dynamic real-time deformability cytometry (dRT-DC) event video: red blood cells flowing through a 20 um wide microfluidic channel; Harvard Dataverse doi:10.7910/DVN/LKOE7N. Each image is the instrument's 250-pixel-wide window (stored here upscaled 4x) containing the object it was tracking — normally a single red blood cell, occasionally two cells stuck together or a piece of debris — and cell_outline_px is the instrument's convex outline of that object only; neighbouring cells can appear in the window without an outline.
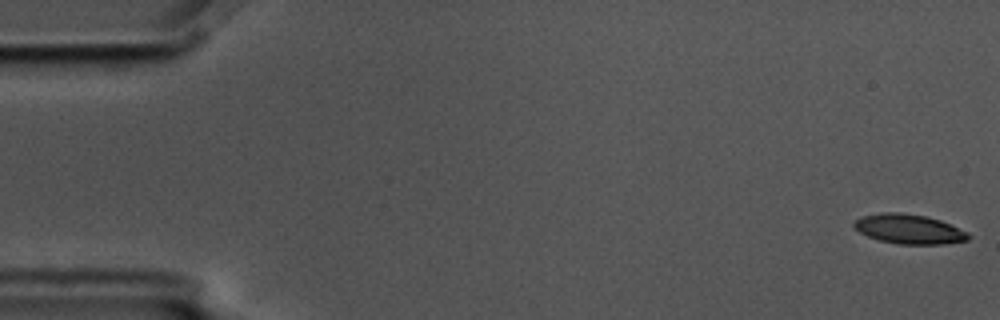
{"species": "common noctule bat (a hibernating species)", "species_latin": "Nyctalus noctula", "temperature_condition": "cold", "stored_images_in_passage": 56, "camera_frame_rate_fps": 3000, "um_per_image_px": 0.085, "animal": {"sex": "male", "body_mass_g": 17.5, "forearm_length_mm": 52.3}, "frame": {"image": 1, "passage_image": 1, "time_ms": 0.0, "image_size_px": [1000, 320], "cell_outline_px": [[972, 236], [968, 240], [944, 244], [900, 244], [880, 240], [868, 236], [860, 232], [852, 224], [856, 220], [864, 216], [884, 212], [900, 212], [924, 216], [940, 220], [968, 232]], "centroid_in_image_um": [77.3, 19.47], "position_along_channel_um": 7.7, "area_um2": 19.48}}
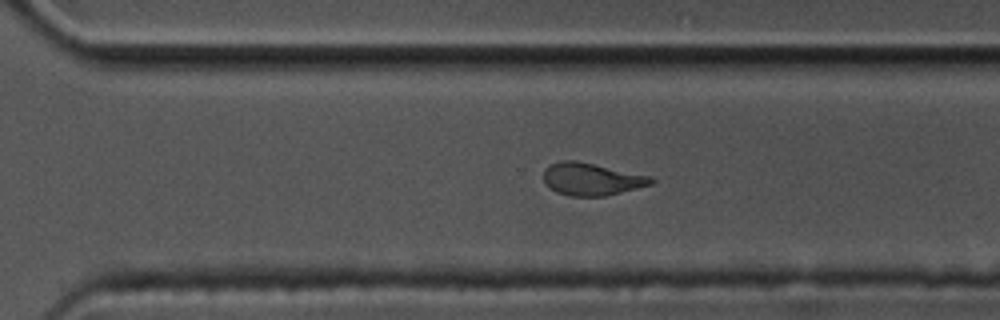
{"frame": {"image": 2, "passage_image": 39, "time_ms": 12.667, "image_size_px": [1000, 320], "cell_outline_px": [[656, 180], [652, 184], [604, 196], [568, 196], [556, 192], [548, 188], [544, 180], [544, 168], [548, 164], [560, 160], [576, 160], [652, 176]], "centroid_in_image_um": [50.25, 15.21], "position_along_channel_um": 320.4, "area_um2": 20.52}}
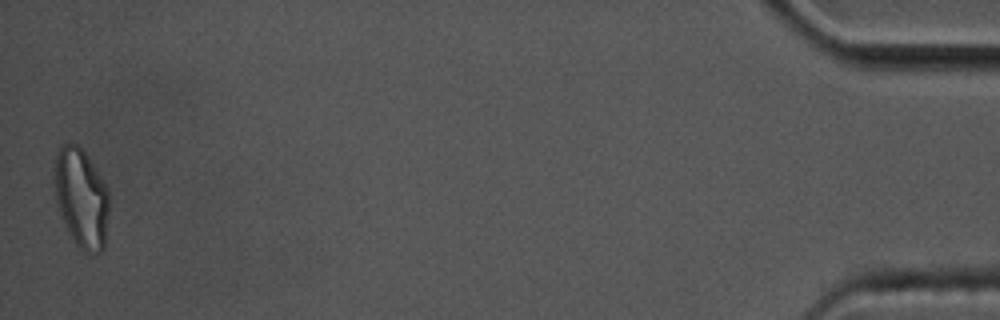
{"frame": {"image": 3, "passage_image": 56, "time_ms": 18.333, "image_size_px": [1000, 320], "cell_outline_px": [[108, 212], [104, 248], [96, 256], [92, 256], [84, 252], [76, 244], [56, 204], [52, 180], [52, 176], [56, 152], [64, 144], [76, 144], [88, 156], [104, 184], [108, 192]], "centroid_in_image_um": [6.88, 16.84], "position_along_channel_um": 428.3, "area_um2": 31.67}, "authors_computed_cell_mechanics": {"area_um2": 20.7213, "velocity_mm_per_s": 3.5606, "shape_relaxation_time_tau1_ms": 6.498, "shape_relaxation_time_tau2_ms": 1.4674, "deformation_change_tau1": 0.217, "deformation_change_tau2": 0.0915}}